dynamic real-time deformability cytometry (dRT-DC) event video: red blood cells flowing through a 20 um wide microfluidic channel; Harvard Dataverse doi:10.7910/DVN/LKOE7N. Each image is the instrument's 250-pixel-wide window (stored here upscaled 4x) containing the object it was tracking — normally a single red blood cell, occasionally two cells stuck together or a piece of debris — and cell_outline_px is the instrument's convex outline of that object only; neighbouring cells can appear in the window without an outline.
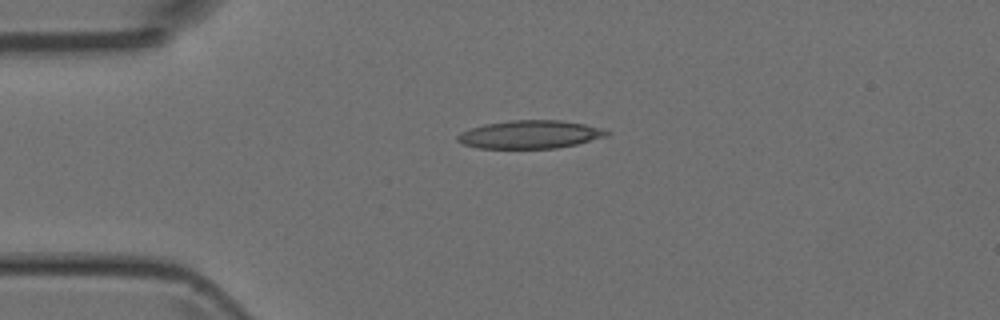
{"species": "Egyptian fruit bat (a non-hibernating species)", "species_latin": "Rousettus aegyptiacus", "temperature_condition": "room temperature", "stored_images_in_passage": 4, "camera_frame_rate_fps": 3000, "um_per_image_px": 0.085, "animal": {"sex": "female"}, "frame": {"image": 1, "passage_image": 3, "time_ms": 2.333, "image_size_px": [1000, 320], "cell_outline_px": [[612, 132], [608, 136], [576, 144], [556, 148], [480, 148], [464, 144], [456, 140], [456, 136], [460, 132], [484, 124], [508, 120], [560, 120], [584, 124], [600, 128]], "centroid_in_image_um": [45.05, 11.42], "position_along_channel_um": 39.9, "area_um2": 24.39}}